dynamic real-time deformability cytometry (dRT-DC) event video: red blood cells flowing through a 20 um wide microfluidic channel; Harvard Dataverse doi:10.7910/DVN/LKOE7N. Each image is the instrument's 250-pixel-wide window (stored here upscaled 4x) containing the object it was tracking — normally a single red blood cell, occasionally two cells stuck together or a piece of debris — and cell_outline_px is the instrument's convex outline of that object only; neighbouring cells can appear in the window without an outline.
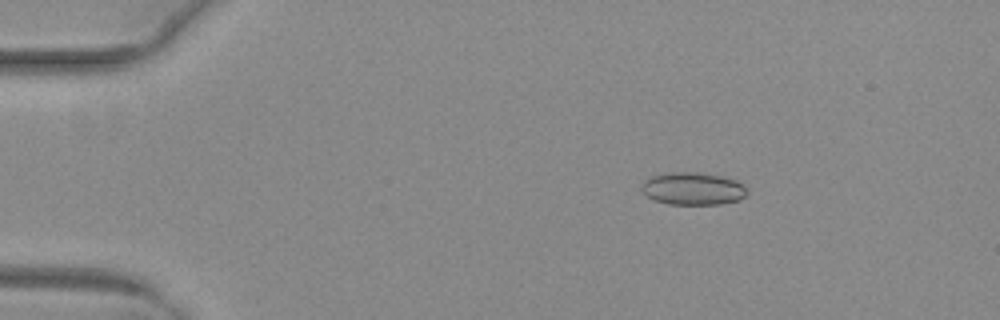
{"species": "common noctule bat (a hibernating species)", "species_latin": "Nyctalus noctula", "temperature_condition": "warm", "stored_images_in_passage": 52, "camera_frame_rate_fps": 3000, "um_per_image_px": 0.085, "animal": {"sex": "female", "body_mass_g": 29.2, "forearm_length_mm": 56.3}, "frame": {"image": 1, "passage_image": 9, "time_ms": 2.667, "image_size_px": [1000, 320], "cell_outline_px": [[748, 192], [740, 200], [720, 204], [668, 204], [656, 200], [648, 196], [640, 188], [652, 176], [672, 172], [696, 172], [720, 176], [736, 180], [744, 184], [748, 188]], "centroid_in_image_um": [58.97, 16.04], "position_along_channel_um": 26.0, "area_um2": 19.83}}
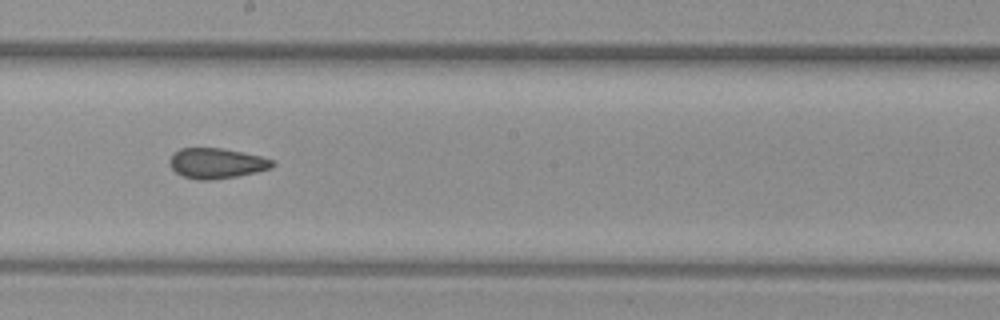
{"frame": {"image": 2, "passage_image": 30, "time_ms": 9.667, "image_size_px": [1000, 320], "cell_outline_px": [[276, 164], [272, 168], [256, 172], [236, 176], [212, 180], [196, 180], [184, 176], [176, 172], [172, 168], [168, 160], [172, 152], [180, 148], [224, 148], [260, 156], [272, 160]], "centroid_in_image_um": [18.38, 13.87], "position_along_channel_um": 229.8, "area_um2": 18.26}}
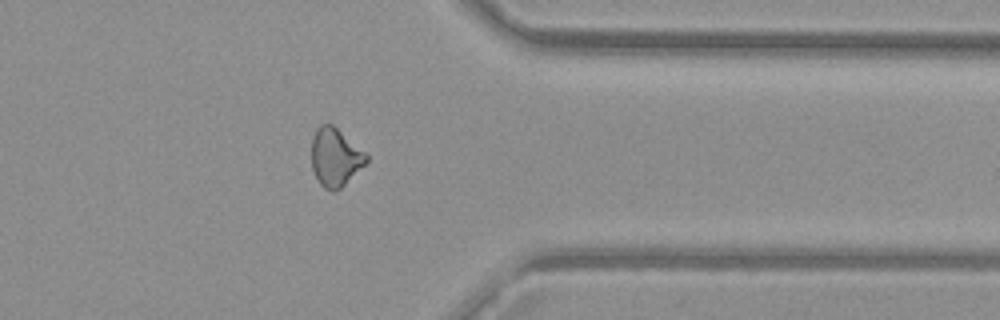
{"frame": {"image": 3, "passage_image": 42, "time_ms": 13.667, "image_size_px": [1000, 320], "cell_outline_px": [[368, 160], [336, 192], [332, 192], [324, 188], [320, 184], [312, 168], [312, 140], [316, 128], [320, 124], [332, 124], [364, 152], [368, 156]], "centroid_in_image_um": [28.46, 13.37], "position_along_channel_um": 382.9, "area_um2": 18.15}, "authors_computed_cell_mechanics": {"area_um2": 18.8717, "velocity_mm_per_s": 4.0463, "shape_relaxation_time_tau1_ms": null, "shape_relaxation_time_tau2_ms": 2.7051, "deformation_change_tau1": null, "deformation_change_tau2": 0.087}}